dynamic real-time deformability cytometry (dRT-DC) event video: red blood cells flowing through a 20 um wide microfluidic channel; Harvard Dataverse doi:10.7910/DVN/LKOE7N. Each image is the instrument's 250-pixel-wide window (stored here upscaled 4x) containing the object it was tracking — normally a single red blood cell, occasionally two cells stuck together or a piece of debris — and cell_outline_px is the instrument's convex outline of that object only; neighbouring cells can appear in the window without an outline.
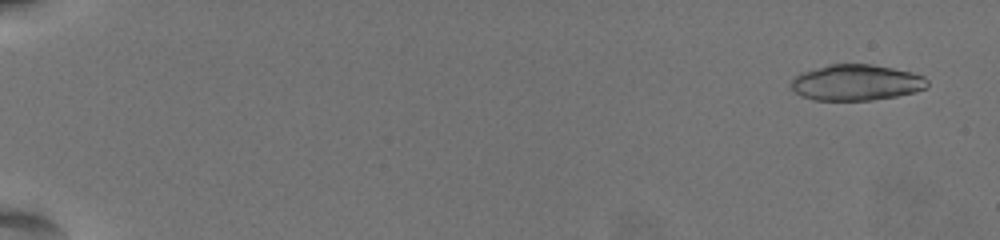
{"species": "common noctule bat (a hibernating species)", "species_latin": "Nyctalus noctula", "temperature_condition": "warm", "stored_images_in_passage": 21, "camera_frame_rate_fps": 3000, "um_per_image_px": 0.085, "animal": {"sex": "female", "body_mass_g": 19.5, "forearm_length_mm": 54.1}, "frame": {"image": 1, "passage_image": 4, "time_ms": 1.0, "image_size_px": [1000, 240], "cell_outline_px": [[928, 84], [924, 88], [916, 92], [896, 96], [872, 100], [816, 100], [804, 96], [796, 92], [792, 88], [792, 80], [800, 72], [828, 64], [872, 64], [912, 72], [924, 76], [928, 80]], "centroid_in_image_um": [72.8, 7.0], "position_along_channel_um": 12.2, "area_um2": 28.44}}